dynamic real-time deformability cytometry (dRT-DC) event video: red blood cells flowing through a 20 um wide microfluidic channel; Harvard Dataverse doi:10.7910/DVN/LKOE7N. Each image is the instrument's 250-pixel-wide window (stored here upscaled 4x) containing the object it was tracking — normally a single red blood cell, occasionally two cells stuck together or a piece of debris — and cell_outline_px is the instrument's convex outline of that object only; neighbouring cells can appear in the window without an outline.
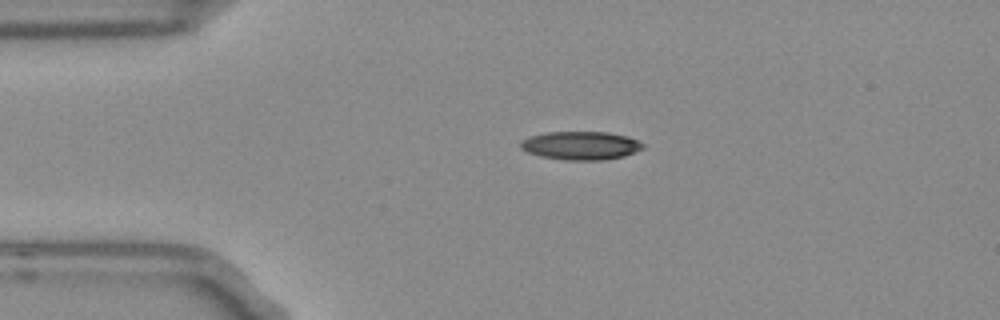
{"species": "Egyptian fruit bat (a non-hibernating species)", "species_latin": "Rousettus aegyptiacus", "temperature_condition": "room temperature", "stored_images_in_passage": 43, "camera_frame_rate_fps": 3000, "um_per_image_px": 0.085, "frame": {"image": 1, "passage_image": 1, "time_ms": 0.0, "image_size_px": [1000, 320], "cell_outline_px": [[644, 148], [624, 156], [604, 160], [568, 160], [540, 156], [528, 152], [520, 148], [520, 140], [528, 136], [544, 132], [608, 132], [628, 136], [644, 144]], "centroid_in_image_um": [49.34, 12.36], "position_along_channel_um": 35.7, "area_um2": 20.35}}
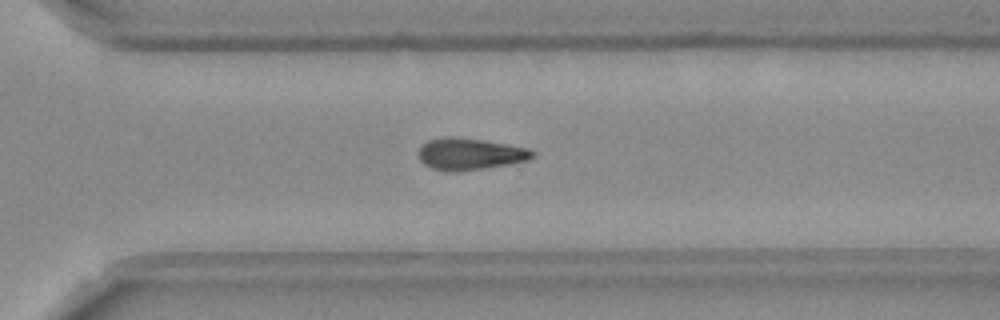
{"frame": {"image": 2, "passage_image": 27, "time_ms": 8.667, "image_size_px": [1000, 320], "cell_outline_px": [[536, 152], [528, 160], [508, 164], [460, 172], [448, 172], [432, 168], [424, 164], [420, 160], [420, 148], [428, 140], [480, 140], [528, 148]], "centroid_in_image_um": [39.99, 13.16], "position_along_channel_um": 330.6, "area_um2": 20.0}}
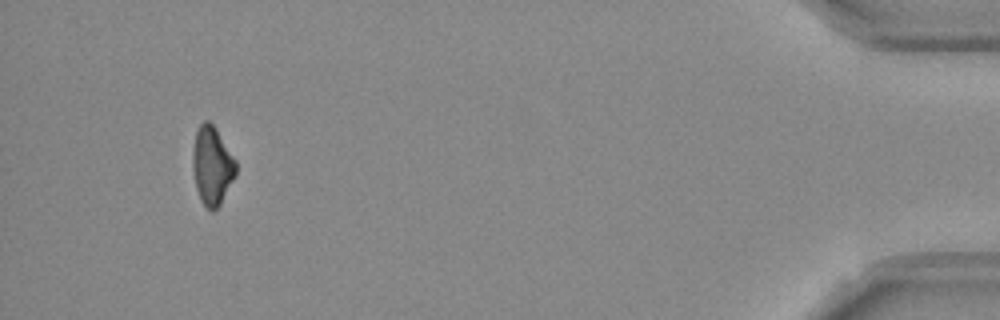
{"frame": {"image": 3, "passage_image": 40, "time_ms": 13.0, "image_size_px": [1000, 320], "cell_outline_px": [[236, 176], [220, 204], [212, 212], [200, 200], [196, 188], [192, 168], [192, 148], [196, 132], [200, 124], [204, 120], [208, 120], [216, 128], [236, 160]], "centroid_in_image_um": [18.02, 14.07], "position_along_channel_um": 417.2, "area_um2": 19.88}, "authors_computed_cell_mechanics": {"area_um2": 20.3456, "velocity_mm_per_s": 3.7586, "shape_relaxation_time_tau1_ms": 7.8382, "shape_relaxation_time_tau2_ms": null, "deformation_change_tau1": 0.1881, "deformation_change_tau2": null}}